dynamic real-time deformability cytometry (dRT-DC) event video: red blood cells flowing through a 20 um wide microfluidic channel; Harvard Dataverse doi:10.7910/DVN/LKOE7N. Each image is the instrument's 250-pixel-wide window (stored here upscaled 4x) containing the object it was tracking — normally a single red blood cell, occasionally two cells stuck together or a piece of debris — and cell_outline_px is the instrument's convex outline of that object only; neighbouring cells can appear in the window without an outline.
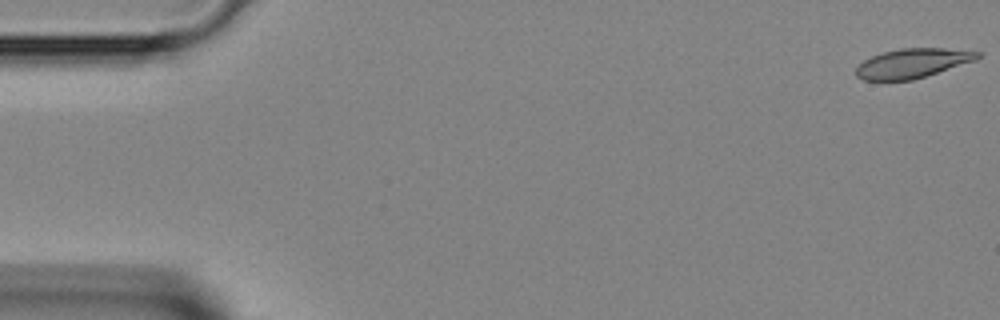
{"species": "Egyptian fruit bat (a non-hibernating species)", "species_latin": "Rousettus aegyptiacus", "temperature_condition": "room temperature", "stored_images_in_passage": 44, "camera_frame_rate_fps": 3000, "um_per_image_px": 0.085, "animal": {"sex": "female"}, "frame": {"image": 1, "passage_image": 1, "time_ms": 0.0, "image_size_px": [1000, 320], "cell_outline_px": [[980, 56], [976, 60], [912, 80], [864, 80], [856, 76], [856, 68], [864, 60], [872, 56], [884, 52], [900, 48], [944, 48], [980, 52]], "centroid_in_image_um": [77.55, 5.37], "position_along_channel_um": 7.5, "area_um2": 20.52}}
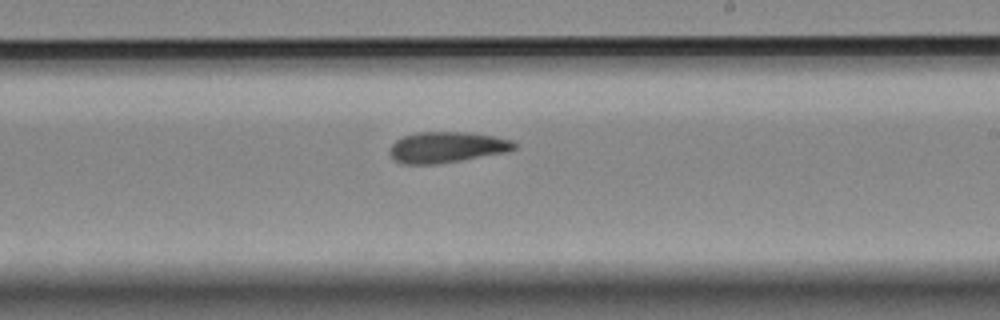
{"frame": {"image": 2, "passage_image": 26, "time_ms": 8.333, "image_size_px": [1000, 320], "cell_outline_px": [[516, 148], [508, 152], [436, 164], [400, 164], [392, 160], [388, 152], [388, 148], [396, 140], [404, 136], [416, 132], [468, 132], [492, 136], [512, 140], [516, 144]], "centroid_in_image_um": [37.92, 12.52], "position_along_channel_um": 251.1, "area_um2": 22.6}}
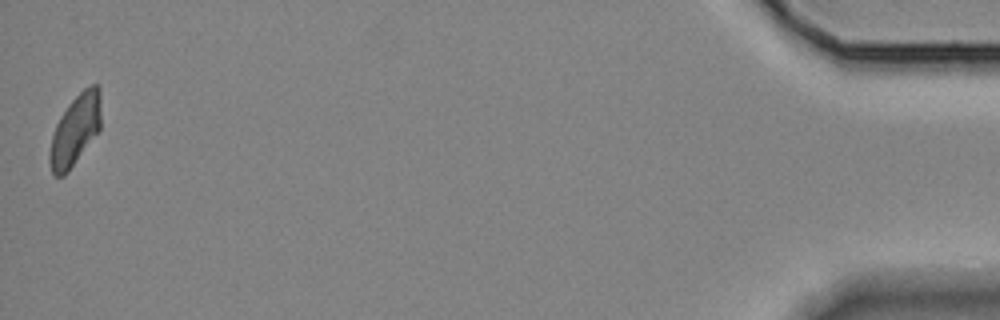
{"frame": {"image": 3, "passage_image": 44, "time_ms": 14.333, "image_size_px": [1000, 320], "cell_outline_px": [[100, 128], [68, 172], [64, 176], [56, 176], [52, 172], [48, 160], [48, 156], [52, 136], [56, 124], [60, 116], [68, 104], [84, 88], [92, 84], [96, 84], [100, 88]], "centroid_in_image_um": [6.37, 11.05], "position_along_channel_um": 428.8, "area_um2": 20.92}}